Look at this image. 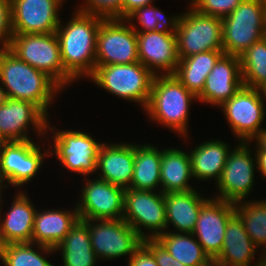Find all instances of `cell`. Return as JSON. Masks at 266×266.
<instances>
[{"label": "cell", "instance_id": "484cf974", "mask_svg": "<svg viewBox=\"0 0 266 266\" xmlns=\"http://www.w3.org/2000/svg\"><path fill=\"white\" fill-rule=\"evenodd\" d=\"M258 251V247L244 230L241 219L234 214L227 223L224 243L216 259L227 266H250ZM254 263L251 266H258L259 258Z\"/></svg>", "mask_w": 266, "mask_h": 266}, {"label": "cell", "instance_id": "e0dca14e", "mask_svg": "<svg viewBox=\"0 0 266 266\" xmlns=\"http://www.w3.org/2000/svg\"><path fill=\"white\" fill-rule=\"evenodd\" d=\"M14 34L56 32L63 0H10ZM59 13V14H58Z\"/></svg>", "mask_w": 266, "mask_h": 266}, {"label": "cell", "instance_id": "6da1fadb", "mask_svg": "<svg viewBox=\"0 0 266 266\" xmlns=\"http://www.w3.org/2000/svg\"><path fill=\"white\" fill-rule=\"evenodd\" d=\"M72 15L65 26L60 21L55 33L65 72L78 81L94 72L97 33L104 18L76 9Z\"/></svg>", "mask_w": 266, "mask_h": 266}, {"label": "cell", "instance_id": "4316f807", "mask_svg": "<svg viewBox=\"0 0 266 266\" xmlns=\"http://www.w3.org/2000/svg\"><path fill=\"white\" fill-rule=\"evenodd\" d=\"M192 178L189 152L175 147L161 150L160 184L162 193L193 190L195 187L190 184Z\"/></svg>", "mask_w": 266, "mask_h": 266}, {"label": "cell", "instance_id": "816d5d0a", "mask_svg": "<svg viewBox=\"0 0 266 266\" xmlns=\"http://www.w3.org/2000/svg\"><path fill=\"white\" fill-rule=\"evenodd\" d=\"M260 1L264 4V6L266 8V0H260Z\"/></svg>", "mask_w": 266, "mask_h": 266}, {"label": "cell", "instance_id": "4dcf8cb0", "mask_svg": "<svg viewBox=\"0 0 266 266\" xmlns=\"http://www.w3.org/2000/svg\"><path fill=\"white\" fill-rule=\"evenodd\" d=\"M155 239L185 266H202L210 259L192 233L166 231Z\"/></svg>", "mask_w": 266, "mask_h": 266}, {"label": "cell", "instance_id": "ac0fdd59", "mask_svg": "<svg viewBox=\"0 0 266 266\" xmlns=\"http://www.w3.org/2000/svg\"><path fill=\"white\" fill-rule=\"evenodd\" d=\"M235 214V203L213 197L202 205L192 234L210 258L221 252L229 219Z\"/></svg>", "mask_w": 266, "mask_h": 266}, {"label": "cell", "instance_id": "603a6c76", "mask_svg": "<svg viewBox=\"0 0 266 266\" xmlns=\"http://www.w3.org/2000/svg\"><path fill=\"white\" fill-rule=\"evenodd\" d=\"M197 190L196 188L184 192L164 193L166 231L174 233L194 231L201 207L209 199ZM171 225L176 231L167 230Z\"/></svg>", "mask_w": 266, "mask_h": 266}, {"label": "cell", "instance_id": "d6986e66", "mask_svg": "<svg viewBox=\"0 0 266 266\" xmlns=\"http://www.w3.org/2000/svg\"><path fill=\"white\" fill-rule=\"evenodd\" d=\"M140 62L154 75H173L179 62L176 33L137 32Z\"/></svg>", "mask_w": 266, "mask_h": 266}, {"label": "cell", "instance_id": "e575fe53", "mask_svg": "<svg viewBox=\"0 0 266 266\" xmlns=\"http://www.w3.org/2000/svg\"><path fill=\"white\" fill-rule=\"evenodd\" d=\"M240 58L243 85L258 88L266 82V41L252 44Z\"/></svg>", "mask_w": 266, "mask_h": 266}, {"label": "cell", "instance_id": "c3c4849f", "mask_svg": "<svg viewBox=\"0 0 266 266\" xmlns=\"http://www.w3.org/2000/svg\"><path fill=\"white\" fill-rule=\"evenodd\" d=\"M5 188L4 182L2 181V179L0 178V205L4 202L2 200V192L4 191L3 189Z\"/></svg>", "mask_w": 266, "mask_h": 266}, {"label": "cell", "instance_id": "277c9868", "mask_svg": "<svg viewBox=\"0 0 266 266\" xmlns=\"http://www.w3.org/2000/svg\"><path fill=\"white\" fill-rule=\"evenodd\" d=\"M155 75L141 62L115 65H95L89 77L98 88L110 94L139 103L144 111L148 105Z\"/></svg>", "mask_w": 266, "mask_h": 266}, {"label": "cell", "instance_id": "f1b7e54d", "mask_svg": "<svg viewBox=\"0 0 266 266\" xmlns=\"http://www.w3.org/2000/svg\"><path fill=\"white\" fill-rule=\"evenodd\" d=\"M223 54V50H210L182 58L173 75L198 97L204 89L207 75Z\"/></svg>", "mask_w": 266, "mask_h": 266}, {"label": "cell", "instance_id": "7c38bea8", "mask_svg": "<svg viewBox=\"0 0 266 266\" xmlns=\"http://www.w3.org/2000/svg\"><path fill=\"white\" fill-rule=\"evenodd\" d=\"M237 142H250L262 129L266 104L258 88L242 85L236 94L220 106Z\"/></svg>", "mask_w": 266, "mask_h": 266}, {"label": "cell", "instance_id": "74e56055", "mask_svg": "<svg viewBox=\"0 0 266 266\" xmlns=\"http://www.w3.org/2000/svg\"><path fill=\"white\" fill-rule=\"evenodd\" d=\"M11 2L0 0V48H9L13 37Z\"/></svg>", "mask_w": 266, "mask_h": 266}, {"label": "cell", "instance_id": "8fae6325", "mask_svg": "<svg viewBox=\"0 0 266 266\" xmlns=\"http://www.w3.org/2000/svg\"><path fill=\"white\" fill-rule=\"evenodd\" d=\"M123 219L144 239L166 232L164 193L126 188ZM147 230V234L143 230Z\"/></svg>", "mask_w": 266, "mask_h": 266}, {"label": "cell", "instance_id": "ba28073f", "mask_svg": "<svg viewBox=\"0 0 266 266\" xmlns=\"http://www.w3.org/2000/svg\"><path fill=\"white\" fill-rule=\"evenodd\" d=\"M33 141L0 142V178L5 187L23 188L41 170L45 156H50V147L43 149Z\"/></svg>", "mask_w": 266, "mask_h": 266}, {"label": "cell", "instance_id": "8992f818", "mask_svg": "<svg viewBox=\"0 0 266 266\" xmlns=\"http://www.w3.org/2000/svg\"><path fill=\"white\" fill-rule=\"evenodd\" d=\"M20 60L44 72L62 89L75 81L65 72L56 33L13 34L8 48Z\"/></svg>", "mask_w": 266, "mask_h": 266}, {"label": "cell", "instance_id": "8d00e7d4", "mask_svg": "<svg viewBox=\"0 0 266 266\" xmlns=\"http://www.w3.org/2000/svg\"><path fill=\"white\" fill-rule=\"evenodd\" d=\"M243 0H197L194 9L199 13L223 19L235 10Z\"/></svg>", "mask_w": 266, "mask_h": 266}, {"label": "cell", "instance_id": "1f68e13d", "mask_svg": "<svg viewBox=\"0 0 266 266\" xmlns=\"http://www.w3.org/2000/svg\"><path fill=\"white\" fill-rule=\"evenodd\" d=\"M52 253L55 248L33 242L7 244L0 246V262L2 266H54L46 257Z\"/></svg>", "mask_w": 266, "mask_h": 266}, {"label": "cell", "instance_id": "52a82bcc", "mask_svg": "<svg viewBox=\"0 0 266 266\" xmlns=\"http://www.w3.org/2000/svg\"><path fill=\"white\" fill-rule=\"evenodd\" d=\"M266 28V8L260 0H243L222 19L224 54L240 56L261 40Z\"/></svg>", "mask_w": 266, "mask_h": 266}, {"label": "cell", "instance_id": "9a60e30c", "mask_svg": "<svg viewBox=\"0 0 266 266\" xmlns=\"http://www.w3.org/2000/svg\"><path fill=\"white\" fill-rule=\"evenodd\" d=\"M84 180L76 208L81 220L122 219L125 189L97 178Z\"/></svg>", "mask_w": 266, "mask_h": 266}, {"label": "cell", "instance_id": "7bdbcfd3", "mask_svg": "<svg viewBox=\"0 0 266 266\" xmlns=\"http://www.w3.org/2000/svg\"><path fill=\"white\" fill-rule=\"evenodd\" d=\"M252 142H256V150L253 151H266V127L262 128L249 143L251 144Z\"/></svg>", "mask_w": 266, "mask_h": 266}, {"label": "cell", "instance_id": "30bf717a", "mask_svg": "<svg viewBox=\"0 0 266 266\" xmlns=\"http://www.w3.org/2000/svg\"><path fill=\"white\" fill-rule=\"evenodd\" d=\"M226 160L220 179L216 183L218 195L214 198L232 203L248 199L256 182V156L249 142H238ZM220 192V193H219Z\"/></svg>", "mask_w": 266, "mask_h": 266}, {"label": "cell", "instance_id": "7a4b0ae2", "mask_svg": "<svg viewBox=\"0 0 266 266\" xmlns=\"http://www.w3.org/2000/svg\"><path fill=\"white\" fill-rule=\"evenodd\" d=\"M0 83L9 98L33 103L48 118V107L64 91L48 75L20 60L8 48H0Z\"/></svg>", "mask_w": 266, "mask_h": 266}, {"label": "cell", "instance_id": "d6a6232c", "mask_svg": "<svg viewBox=\"0 0 266 266\" xmlns=\"http://www.w3.org/2000/svg\"><path fill=\"white\" fill-rule=\"evenodd\" d=\"M235 214L244 230L261 251L266 250V199L245 200L235 203Z\"/></svg>", "mask_w": 266, "mask_h": 266}, {"label": "cell", "instance_id": "d590c367", "mask_svg": "<svg viewBox=\"0 0 266 266\" xmlns=\"http://www.w3.org/2000/svg\"><path fill=\"white\" fill-rule=\"evenodd\" d=\"M122 1L123 0H85L83 5L81 4L75 9L82 13L92 14L104 19H122Z\"/></svg>", "mask_w": 266, "mask_h": 266}, {"label": "cell", "instance_id": "2e32d148", "mask_svg": "<svg viewBox=\"0 0 266 266\" xmlns=\"http://www.w3.org/2000/svg\"><path fill=\"white\" fill-rule=\"evenodd\" d=\"M47 124L48 117L31 102L9 98L0 105V142L33 140L31 127L42 142Z\"/></svg>", "mask_w": 266, "mask_h": 266}, {"label": "cell", "instance_id": "4fadbf2b", "mask_svg": "<svg viewBox=\"0 0 266 266\" xmlns=\"http://www.w3.org/2000/svg\"><path fill=\"white\" fill-rule=\"evenodd\" d=\"M88 228L92 249L98 260H114L134 254L143 239L122 219L83 220Z\"/></svg>", "mask_w": 266, "mask_h": 266}, {"label": "cell", "instance_id": "9c48e42d", "mask_svg": "<svg viewBox=\"0 0 266 266\" xmlns=\"http://www.w3.org/2000/svg\"><path fill=\"white\" fill-rule=\"evenodd\" d=\"M188 9L180 13L177 25L179 60L210 50H223L222 19Z\"/></svg>", "mask_w": 266, "mask_h": 266}, {"label": "cell", "instance_id": "836d02e7", "mask_svg": "<svg viewBox=\"0 0 266 266\" xmlns=\"http://www.w3.org/2000/svg\"><path fill=\"white\" fill-rule=\"evenodd\" d=\"M179 17L180 14H175L169 18L160 8L150 4L135 9L125 20L136 32L176 33ZM136 20L138 25H136ZM138 26H141L142 29H139Z\"/></svg>", "mask_w": 266, "mask_h": 266}, {"label": "cell", "instance_id": "f35d334b", "mask_svg": "<svg viewBox=\"0 0 266 266\" xmlns=\"http://www.w3.org/2000/svg\"><path fill=\"white\" fill-rule=\"evenodd\" d=\"M142 243L152 252L158 266H185L176 260L156 239H144Z\"/></svg>", "mask_w": 266, "mask_h": 266}, {"label": "cell", "instance_id": "cb8c5ba5", "mask_svg": "<svg viewBox=\"0 0 266 266\" xmlns=\"http://www.w3.org/2000/svg\"><path fill=\"white\" fill-rule=\"evenodd\" d=\"M70 209H44L36 211L34 217L32 242L56 248L65 238L70 228L79 219L75 206Z\"/></svg>", "mask_w": 266, "mask_h": 266}, {"label": "cell", "instance_id": "7dc6e473", "mask_svg": "<svg viewBox=\"0 0 266 266\" xmlns=\"http://www.w3.org/2000/svg\"><path fill=\"white\" fill-rule=\"evenodd\" d=\"M261 98L266 103V82H264L261 86L258 87ZM265 99V100H264Z\"/></svg>", "mask_w": 266, "mask_h": 266}, {"label": "cell", "instance_id": "ffe728a7", "mask_svg": "<svg viewBox=\"0 0 266 266\" xmlns=\"http://www.w3.org/2000/svg\"><path fill=\"white\" fill-rule=\"evenodd\" d=\"M243 85L240 58L223 54L206 77L198 102L220 107L233 97Z\"/></svg>", "mask_w": 266, "mask_h": 266}, {"label": "cell", "instance_id": "f907efd6", "mask_svg": "<svg viewBox=\"0 0 266 266\" xmlns=\"http://www.w3.org/2000/svg\"><path fill=\"white\" fill-rule=\"evenodd\" d=\"M263 39L266 41V28H265V31H264Z\"/></svg>", "mask_w": 266, "mask_h": 266}, {"label": "cell", "instance_id": "83f0119b", "mask_svg": "<svg viewBox=\"0 0 266 266\" xmlns=\"http://www.w3.org/2000/svg\"><path fill=\"white\" fill-rule=\"evenodd\" d=\"M55 252H60L62 266H96L99 261L92 249L89 228L81 219L70 228Z\"/></svg>", "mask_w": 266, "mask_h": 266}, {"label": "cell", "instance_id": "bcb514c9", "mask_svg": "<svg viewBox=\"0 0 266 266\" xmlns=\"http://www.w3.org/2000/svg\"><path fill=\"white\" fill-rule=\"evenodd\" d=\"M258 254L260 255L258 266H266V250H263Z\"/></svg>", "mask_w": 266, "mask_h": 266}, {"label": "cell", "instance_id": "f546056e", "mask_svg": "<svg viewBox=\"0 0 266 266\" xmlns=\"http://www.w3.org/2000/svg\"><path fill=\"white\" fill-rule=\"evenodd\" d=\"M161 150L150 143H135L133 177L129 188L145 191H161Z\"/></svg>", "mask_w": 266, "mask_h": 266}, {"label": "cell", "instance_id": "681fc988", "mask_svg": "<svg viewBox=\"0 0 266 266\" xmlns=\"http://www.w3.org/2000/svg\"><path fill=\"white\" fill-rule=\"evenodd\" d=\"M196 1L197 0H190L189 2H188V6H189V8H193L194 7V4L196 3ZM190 3V4H189Z\"/></svg>", "mask_w": 266, "mask_h": 266}, {"label": "cell", "instance_id": "ee69618b", "mask_svg": "<svg viewBox=\"0 0 266 266\" xmlns=\"http://www.w3.org/2000/svg\"><path fill=\"white\" fill-rule=\"evenodd\" d=\"M9 99L7 90L4 88V86L0 83V105L5 104Z\"/></svg>", "mask_w": 266, "mask_h": 266}, {"label": "cell", "instance_id": "7402d4cb", "mask_svg": "<svg viewBox=\"0 0 266 266\" xmlns=\"http://www.w3.org/2000/svg\"><path fill=\"white\" fill-rule=\"evenodd\" d=\"M17 190L7 213L2 215L0 205V246L32 242L37 208L21 188Z\"/></svg>", "mask_w": 266, "mask_h": 266}, {"label": "cell", "instance_id": "60d3db41", "mask_svg": "<svg viewBox=\"0 0 266 266\" xmlns=\"http://www.w3.org/2000/svg\"><path fill=\"white\" fill-rule=\"evenodd\" d=\"M154 0H123L122 1V19H125L135 9L150 5Z\"/></svg>", "mask_w": 266, "mask_h": 266}, {"label": "cell", "instance_id": "d4e9b609", "mask_svg": "<svg viewBox=\"0 0 266 266\" xmlns=\"http://www.w3.org/2000/svg\"><path fill=\"white\" fill-rule=\"evenodd\" d=\"M232 149V145L219 139L198 143L189 151L192 176L201 182L213 179L217 183Z\"/></svg>", "mask_w": 266, "mask_h": 266}, {"label": "cell", "instance_id": "3957f363", "mask_svg": "<svg viewBox=\"0 0 266 266\" xmlns=\"http://www.w3.org/2000/svg\"><path fill=\"white\" fill-rule=\"evenodd\" d=\"M197 100L174 75H155L145 114L150 121L187 139L191 103Z\"/></svg>", "mask_w": 266, "mask_h": 266}, {"label": "cell", "instance_id": "44dd1931", "mask_svg": "<svg viewBox=\"0 0 266 266\" xmlns=\"http://www.w3.org/2000/svg\"><path fill=\"white\" fill-rule=\"evenodd\" d=\"M135 143H105L101 145L96 163L97 178L129 188L133 177Z\"/></svg>", "mask_w": 266, "mask_h": 266}, {"label": "cell", "instance_id": "ab89813d", "mask_svg": "<svg viewBox=\"0 0 266 266\" xmlns=\"http://www.w3.org/2000/svg\"><path fill=\"white\" fill-rule=\"evenodd\" d=\"M128 266H158L152 252L142 243L128 259Z\"/></svg>", "mask_w": 266, "mask_h": 266}, {"label": "cell", "instance_id": "f6af8a7d", "mask_svg": "<svg viewBox=\"0 0 266 266\" xmlns=\"http://www.w3.org/2000/svg\"><path fill=\"white\" fill-rule=\"evenodd\" d=\"M202 266H227L221 261H219L216 258H210L206 263H204Z\"/></svg>", "mask_w": 266, "mask_h": 266}, {"label": "cell", "instance_id": "5bb4252c", "mask_svg": "<svg viewBox=\"0 0 266 266\" xmlns=\"http://www.w3.org/2000/svg\"><path fill=\"white\" fill-rule=\"evenodd\" d=\"M135 62H140L137 32L125 19H103L97 33L95 65Z\"/></svg>", "mask_w": 266, "mask_h": 266}, {"label": "cell", "instance_id": "b9f144b4", "mask_svg": "<svg viewBox=\"0 0 266 266\" xmlns=\"http://www.w3.org/2000/svg\"><path fill=\"white\" fill-rule=\"evenodd\" d=\"M256 156L257 172L266 179V151H254Z\"/></svg>", "mask_w": 266, "mask_h": 266}, {"label": "cell", "instance_id": "5b68a950", "mask_svg": "<svg viewBox=\"0 0 266 266\" xmlns=\"http://www.w3.org/2000/svg\"><path fill=\"white\" fill-rule=\"evenodd\" d=\"M49 121L48 119L46 134L51 132L53 136L46 135L44 141L49 142L50 156L54 155L66 171L84 177L96 175L98 153L103 142L96 141L92 135L82 130L55 129L56 126H52Z\"/></svg>", "mask_w": 266, "mask_h": 266}]
</instances>
